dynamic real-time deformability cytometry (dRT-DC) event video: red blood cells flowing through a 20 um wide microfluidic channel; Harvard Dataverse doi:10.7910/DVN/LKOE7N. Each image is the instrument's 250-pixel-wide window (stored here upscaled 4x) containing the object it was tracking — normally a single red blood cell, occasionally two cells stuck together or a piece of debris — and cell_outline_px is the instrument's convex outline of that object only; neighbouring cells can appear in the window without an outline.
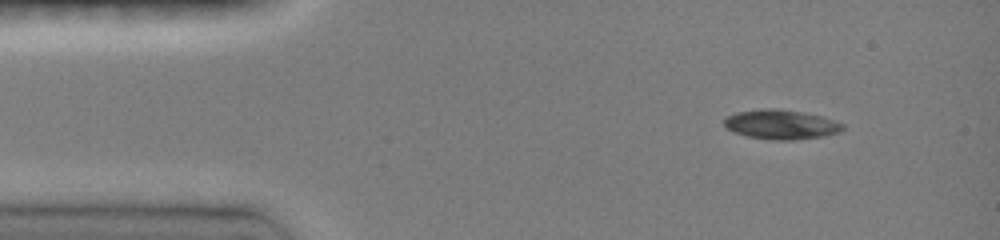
{"species": "common noctule bat (a hibernating species)", "species_latin": "Nyctalus noctula", "temperature_condition": "room temperature", "stored_images_in_passage": 42, "camera_frame_rate_fps": 3000, "um_per_image_px": 0.085, "animal": {"sex": "female", "body_mass_g": 19.0, "forearm_length_mm": 51.5}, "frame": {"image": 1, "passage_image": 1, "time_ms": 0.0, "image_size_px": [1000, 240], "cell_outline_px": [[844, 128], [840, 132], [824, 136], [792, 140], [776, 140], [748, 136], [736, 132], [728, 128], [724, 124], [724, 120], [728, 116], [736, 112], [764, 108], [776, 108], [800, 112], [820, 116], [844, 124]], "centroid_in_image_um": [66.4, 10.58], "position_along_channel_um": 18.6, "area_um2": 20.06}}
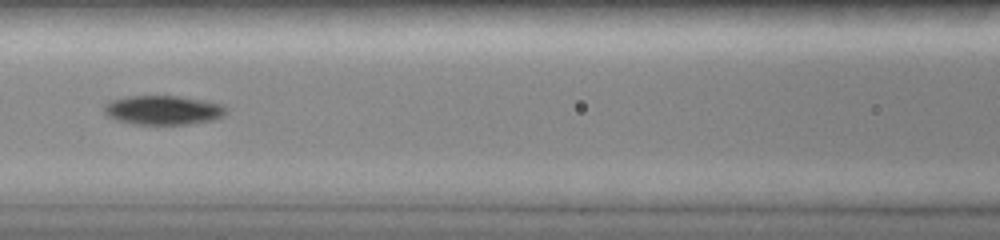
{"frame": {"image": 2, "passage_image": 16, "time_ms": 5.0, "image_size_px": [1000, 240], "cell_outline_px": [[228, 112], [224, 116], [212, 120], [192, 124], [136, 124], [116, 120], [108, 116], [104, 112], [104, 104], [112, 100], [128, 96], [180, 96], [204, 100], [224, 104], [228, 108]], "centroid_in_image_um": [13.92, 9.35], "position_along_channel_um": 152.7, "area_um2": 20.98}}
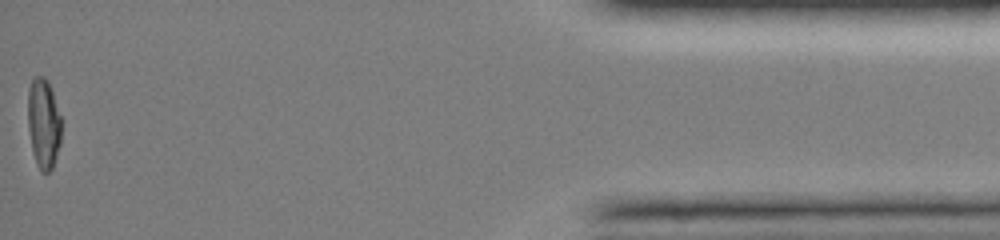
{"frame": {"image": 3, "passage_image": 42, "time_ms": 13.667, "image_size_px": [1000, 240], "cell_outline_px": [[60, 144], [52, 168], [48, 172], [40, 172], [36, 164], [32, 152], [28, 128], [28, 88], [32, 80], [36, 76], [44, 76], [48, 80], [60, 116]], "centroid_in_image_um": [3.68, 10.5], "position_along_channel_um": 431.5, "area_um2": 17.51}, "authors_computed_cell_mechanics": {"area_um2": 19.4208, "velocity_mm_per_s": 4.1228, "shape_relaxation_time_tau1_ms": 7.9009, "shape_relaxation_time_tau2_ms": null, "deformation_change_tau1": 0.2202, "deformation_change_tau2": null}}